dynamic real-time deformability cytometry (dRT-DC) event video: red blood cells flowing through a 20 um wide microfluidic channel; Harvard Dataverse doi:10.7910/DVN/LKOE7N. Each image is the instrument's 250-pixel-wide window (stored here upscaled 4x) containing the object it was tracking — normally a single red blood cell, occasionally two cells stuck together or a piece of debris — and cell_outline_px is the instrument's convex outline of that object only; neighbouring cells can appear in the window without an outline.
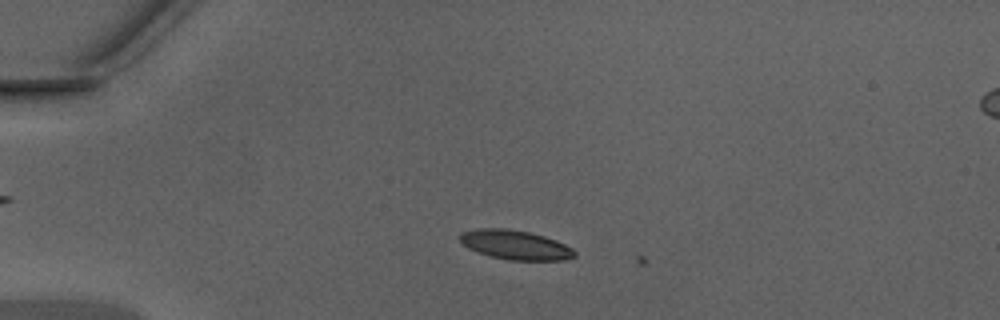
{"species": "Egyptian fruit bat (a non-hibernating species)", "species_latin": "Rousettus aegyptiacus", "temperature_condition": "warm", "stored_images_in_passage": 6, "camera_frame_rate_fps": 3000, "um_per_image_px": 0.085, "animal": {"sex": "male"}, "frame": {"image": 1, "passage_image": 5, "time_ms": 1.333, "image_size_px": [1000, 320], "cell_outline_px": [[576, 256], [564, 260], [508, 260], [476, 252], [468, 248], [460, 240], [460, 232], [480, 228], [508, 228], [528, 232], [544, 236], [556, 240], [572, 248], [576, 252]], "centroid_in_image_um": [43.8, 20.81], "position_along_channel_um": 41.2, "area_um2": 19.59}}